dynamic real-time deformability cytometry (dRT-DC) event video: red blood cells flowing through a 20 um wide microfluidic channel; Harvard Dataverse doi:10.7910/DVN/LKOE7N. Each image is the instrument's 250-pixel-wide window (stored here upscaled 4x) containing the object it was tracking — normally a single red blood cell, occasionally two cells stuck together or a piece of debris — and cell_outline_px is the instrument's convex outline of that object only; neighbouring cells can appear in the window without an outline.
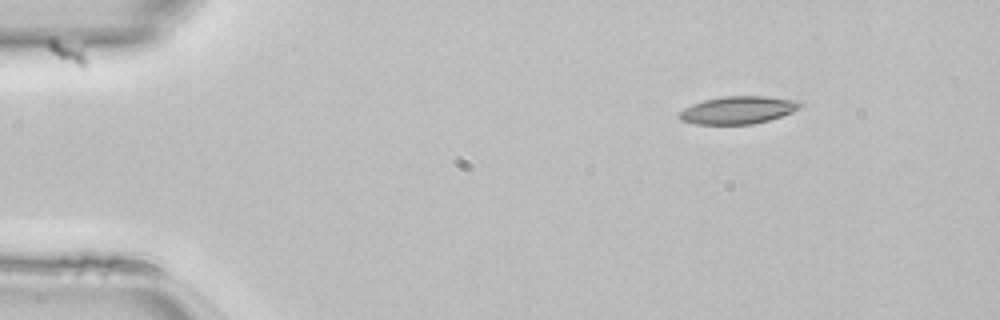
{"species": "common noctule bat (a hibernating species)", "species_latin": "Nyctalus noctula", "temperature_condition": "room temperature", "stored_images_in_passage": 42, "camera_frame_rate_fps": 3000, "um_per_image_px": 0.085, "animal": {"sex": "female", "body_mass_g": 22.7, "forearm_length_mm": 54.2}, "frame": {"image": 1, "passage_image": 1, "time_ms": 0.0, "image_size_px": [1000, 320], "cell_outline_px": [[804, 104], [792, 112], [768, 120], [752, 124], [696, 124], [680, 120], [680, 112], [684, 108], [692, 104], [704, 100], [724, 96], [768, 96], [800, 100]], "centroid_in_image_um": [62.76, 9.34], "position_along_channel_um": 22.2, "area_um2": 19.42}}
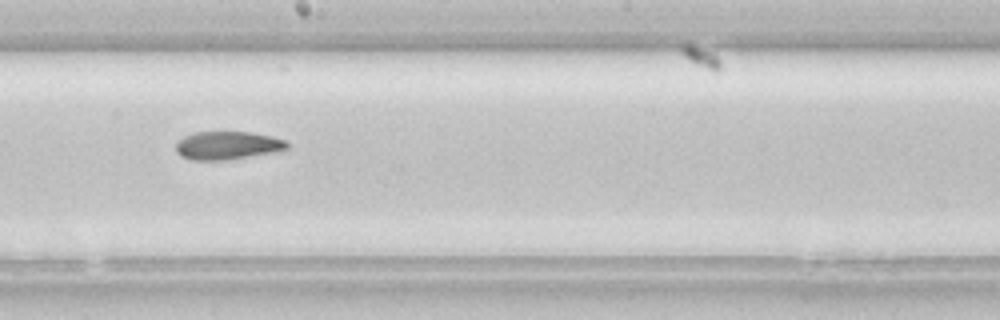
{"frame": {"image": 2, "passage_image": 21, "time_ms": 6.667, "image_size_px": [1000, 320], "cell_outline_px": [[288, 148], [280, 152], [224, 160], [192, 160], [180, 156], [176, 152], [176, 140], [184, 136], [196, 132], [248, 132], [272, 136], [288, 140]], "centroid_in_image_um": [19.36, 12.37], "position_along_channel_um": 228.8, "area_um2": 18.55}}
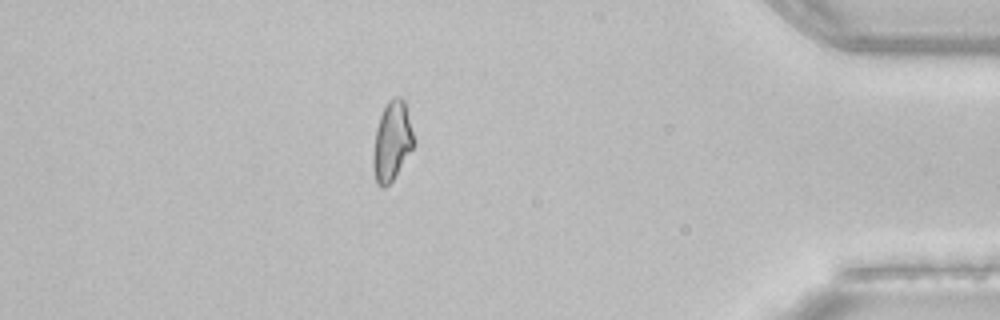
{"frame": {"image": 3, "passage_image": 36, "time_ms": 11.667, "image_size_px": [1000, 320], "cell_outline_px": [[416, 144], [392, 180], [384, 188], [380, 188], [376, 184], [372, 168], [372, 152], [376, 128], [380, 116], [388, 100], [392, 96], [400, 96], [404, 100], [416, 140]], "centroid_in_image_um": [33.31, 12.01], "position_along_channel_um": 401.9, "area_um2": 19.19}}